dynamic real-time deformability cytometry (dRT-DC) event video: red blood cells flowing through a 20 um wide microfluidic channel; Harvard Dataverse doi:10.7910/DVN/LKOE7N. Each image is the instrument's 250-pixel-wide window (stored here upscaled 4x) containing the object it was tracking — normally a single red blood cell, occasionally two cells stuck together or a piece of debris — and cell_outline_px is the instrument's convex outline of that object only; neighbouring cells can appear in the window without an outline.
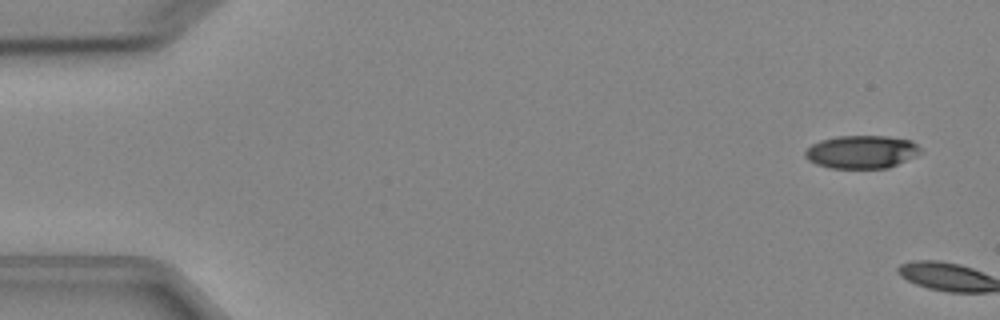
{"species": "Egyptian fruit bat (a non-hibernating species)", "species_latin": "Rousettus aegyptiacus", "temperature_condition": "cold", "stored_images_in_passage": 6, "camera_frame_rate_fps": 3000, "um_per_image_px": 0.085, "animal": {"sex": "female"}, "frame": {"image": 1, "passage_image": 1, "time_ms": 0.0, "image_size_px": [1000, 320], "cell_outline_px": [[924, 152], [916, 156], [888, 168], [828, 168], [816, 164], [808, 160], [804, 156], [804, 152], [812, 144], [820, 140], [836, 136], [888, 136], [912, 140]], "centroid_in_image_um": [73.24, 12.91], "position_along_channel_um": 11.8, "area_um2": 22.43}}